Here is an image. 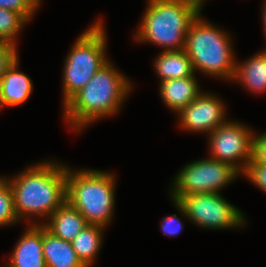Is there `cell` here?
I'll use <instances>...</instances> for the list:
<instances>
[{"label":"cell","mask_w":266,"mask_h":267,"mask_svg":"<svg viewBox=\"0 0 266 267\" xmlns=\"http://www.w3.org/2000/svg\"><path fill=\"white\" fill-rule=\"evenodd\" d=\"M3 177L12 188L14 207L20 222L43 224L67 201V164L57 160L32 163L15 176ZM40 218L43 221L38 222Z\"/></svg>","instance_id":"cell-1"},{"label":"cell","mask_w":266,"mask_h":267,"mask_svg":"<svg viewBox=\"0 0 266 267\" xmlns=\"http://www.w3.org/2000/svg\"><path fill=\"white\" fill-rule=\"evenodd\" d=\"M133 84L109 60L62 108L65 125L81 132L93 122L118 114Z\"/></svg>","instance_id":"cell-2"},{"label":"cell","mask_w":266,"mask_h":267,"mask_svg":"<svg viewBox=\"0 0 266 267\" xmlns=\"http://www.w3.org/2000/svg\"><path fill=\"white\" fill-rule=\"evenodd\" d=\"M222 29L203 18L200 12L189 26L184 50L195 73L232 83L236 72V51L230 33Z\"/></svg>","instance_id":"cell-3"},{"label":"cell","mask_w":266,"mask_h":267,"mask_svg":"<svg viewBox=\"0 0 266 267\" xmlns=\"http://www.w3.org/2000/svg\"><path fill=\"white\" fill-rule=\"evenodd\" d=\"M133 41L153 44L162 51L185 49L187 31L200 13L188 0H146ZM164 49V50H163Z\"/></svg>","instance_id":"cell-4"},{"label":"cell","mask_w":266,"mask_h":267,"mask_svg":"<svg viewBox=\"0 0 266 267\" xmlns=\"http://www.w3.org/2000/svg\"><path fill=\"white\" fill-rule=\"evenodd\" d=\"M115 176L107 170L72 169L67 165V202L85 217L88 224L106 229L111 224L116 203Z\"/></svg>","instance_id":"cell-5"},{"label":"cell","mask_w":266,"mask_h":267,"mask_svg":"<svg viewBox=\"0 0 266 267\" xmlns=\"http://www.w3.org/2000/svg\"><path fill=\"white\" fill-rule=\"evenodd\" d=\"M106 32L104 20L99 17L77 37L66 54L62 72V106L110 60L106 54Z\"/></svg>","instance_id":"cell-6"},{"label":"cell","mask_w":266,"mask_h":267,"mask_svg":"<svg viewBox=\"0 0 266 267\" xmlns=\"http://www.w3.org/2000/svg\"><path fill=\"white\" fill-rule=\"evenodd\" d=\"M174 203L181 216L199 228L228 230L247 226L246 216L221 193H196L182 196Z\"/></svg>","instance_id":"cell-7"},{"label":"cell","mask_w":266,"mask_h":267,"mask_svg":"<svg viewBox=\"0 0 266 267\" xmlns=\"http://www.w3.org/2000/svg\"><path fill=\"white\" fill-rule=\"evenodd\" d=\"M175 175L169 191L172 201L190 194L220 193L241 176L230 164L210 157L183 165Z\"/></svg>","instance_id":"cell-8"},{"label":"cell","mask_w":266,"mask_h":267,"mask_svg":"<svg viewBox=\"0 0 266 267\" xmlns=\"http://www.w3.org/2000/svg\"><path fill=\"white\" fill-rule=\"evenodd\" d=\"M253 129L229 119L208 134L209 157L230 164L240 174L252 159Z\"/></svg>","instance_id":"cell-9"},{"label":"cell","mask_w":266,"mask_h":267,"mask_svg":"<svg viewBox=\"0 0 266 267\" xmlns=\"http://www.w3.org/2000/svg\"><path fill=\"white\" fill-rule=\"evenodd\" d=\"M226 108L225 102L218 95L203 91L177 114V125L183 131L204 133L207 136L229 120Z\"/></svg>","instance_id":"cell-10"},{"label":"cell","mask_w":266,"mask_h":267,"mask_svg":"<svg viewBox=\"0 0 266 267\" xmlns=\"http://www.w3.org/2000/svg\"><path fill=\"white\" fill-rule=\"evenodd\" d=\"M16 241L5 267H46L43 256V225L27 224Z\"/></svg>","instance_id":"cell-11"},{"label":"cell","mask_w":266,"mask_h":267,"mask_svg":"<svg viewBox=\"0 0 266 267\" xmlns=\"http://www.w3.org/2000/svg\"><path fill=\"white\" fill-rule=\"evenodd\" d=\"M33 87L31 78L20 71L18 56L0 79V110L5 107H19L26 103Z\"/></svg>","instance_id":"cell-12"},{"label":"cell","mask_w":266,"mask_h":267,"mask_svg":"<svg viewBox=\"0 0 266 267\" xmlns=\"http://www.w3.org/2000/svg\"><path fill=\"white\" fill-rule=\"evenodd\" d=\"M196 74L180 79H168L159 83L162 102L176 115L204 90L198 84Z\"/></svg>","instance_id":"cell-13"},{"label":"cell","mask_w":266,"mask_h":267,"mask_svg":"<svg viewBox=\"0 0 266 267\" xmlns=\"http://www.w3.org/2000/svg\"><path fill=\"white\" fill-rule=\"evenodd\" d=\"M252 94L266 93V49L255 53L245 61L236 59V72L233 81Z\"/></svg>","instance_id":"cell-14"},{"label":"cell","mask_w":266,"mask_h":267,"mask_svg":"<svg viewBox=\"0 0 266 267\" xmlns=\"http://www.w3.org/2000/svg\"><path fill=\"white\" fill-rule=\"evenodd\" d=\"M87 224L85 217L66 201L42 225L52 235L71 242Z\"/></svg>","instance_id":"cell-15"},{"label":"cell","mask_w":266,"mask_h":267,"mask_svg":"<svg viewBox=\"0 0 266 267\" xmlns=\"http://www.w3.org/2000/svg\"><path fill=\"white\" fill-rule=\"evenodd\" d=\"M154 71L158 76L159 82L168 79H180L194 76L192 62L185 50L162 51L153 61Z\"/></svg>","instance_id":"cell-16"},{"label":"cell","mask_w":266,"mask_h":267,"mask_svg":"<svg viewBox=\"0 0 266 267\" xmlns=\"http://www.w3.org/2000/svg\"><path fill=\"white\" fill-rule=\"evenodd\" d=\"M43 256L46 267H85L71 242L52 235L43 226Z\"/></svg>","instance_id":"cell-17"},{"label":"cell","mask_w":266,"mask_h":267,"mask_svg":"<svg viewBox=\"0 0 266 267\" xmlns=\"http://www.w3.org/2000/svg\"><path fill=\"white\" fill-rule=\"evenodd\" d=\"M106 228L87 224L71 241L72 248L85 267H92L102 248Z\"/></svg>","instance_id":"cell-18"},{"label":"cell","mask_w":266,"mask_h":267,"mask_svg":"<svg viewBox=\"0 0 266 267\" xmlns=\"http://www.w3.org/2000/svg\"><path fill=\"white\" fill-rule=\"evenodd\" d=\"M29 22L20 14L0 8V41L17 45V38Z\"/></svg>","instance_id":"cell-19"},{"label":"cell","mask_w":266,"mask_h":267,"mask_svg":"<svg viewBox=\"0 0 266 267\" xmlns=\"http://www.w3.org/2000/svg\"><path fill=\"white\" fill-rule=\"evenodd\" d=\"M19 218L14 207L13 191L10 183L0 176V227L18 224Z\"/></svg>","instance_id":"cell-20"},{"label":"cell","mask_w":266,"mask_h":267,"mask_svg":"<svg viewBox=\"0 0 266 267\" xmlns=\"http://www.w3.org/2000/svg\"><path fill=\"white\" fill-rule=\"evenodd\" d=\"M0 8L20 13L30 23L40 5L35 0H0Z\"/></svg>","instance_id":"cell-21"},{"label":"cell","mask_w":266,"mask_h":267,"mask_svg":"<svg viewBox=\"0 0 266 267\" xmlns=\"http://www.w3.org/2000/svg\"><path fill=\"white\" fill-rule=\"evenodd\" d=\"M241 176H245L255 187L266 193V165L248 163Z\"/></svg>","instance_id":"cell-22"},{"label":"cell","mask_w":266,"mask_h":267,"mask_svg":"<svg viewBox=\"0 0 266 267\" xmlns=\"http://www.w3.org/2000/svg\"><path fill=\"white\" fill-rule=\"evenodd\" d=\"M17 49L18 46L14 44L0 41V79L3 77L8 67L19 56Z\"/></svg>","instance_id":"cell-23"},{"label":"cell","mask_w":266,"mask_h":267,"mask_svg":"<svg viewBox=\"0 0 266 267\" xmlns=\"http://www.w3.org/2000/svg\"><path fill=\"white\" fill-rule=\"evenodd\" d=\"M249 163L266 165V131L257 134L255 131L252 138V159Z\"/></svg>","instance_id":"cell-24"},{"label":"cell","mask_w":266,"mask_h":267,"mask_svg":"<svg viewBox=\"0 0 266 267\" xmlns=\"http://www.w3.org/2000/svg\"><path fill=\"white\" fill-rule=\"evenodd\" d=\"M183 227L182 220L177 216V214L163 217L160 223L161 231L169 237L179 235Z\"/></svg>","instance_id":"cell-25"},{"label":"cell","mask_w":266,"mask_h":267,"mask_svg":"<svg viewBox=\"0 0 266 267\" xmlns=\"http://www.w3.org/2000/svg\"><path fill=\"white\" fill-rule=\"evenodd\" d=\"M262 27H263V33H264V39L266 42V0H264L263 6H262Z\"/></svg>","instance_id":"cell-26"},{"label":"cell","mask_w":266,"mask_h":267,"mask_svg":"<svg viewBox=\"0 0 266 267\" xmlns=\"http://www.w3.org/2000/svg\"><path fill=\"white\" fill-rule=\"evenodd\" d=\"M199 12H202L206 0H188Z\"/></svg>","instance_id":"cell-27"},{"label":"cell","mask_w":266,"mask_h":267,"mask_svg":"<svg viewBox=\"0 0 266 267\" xmlns=\"http://www.w3.org/2000/svg\"><path fill=\"white\" fill-rule=\"evenodd\" d=\"M40 6L42 5L43 0H35Z\"/></svg>","instance_id":"cell-28"}]
</instances>
